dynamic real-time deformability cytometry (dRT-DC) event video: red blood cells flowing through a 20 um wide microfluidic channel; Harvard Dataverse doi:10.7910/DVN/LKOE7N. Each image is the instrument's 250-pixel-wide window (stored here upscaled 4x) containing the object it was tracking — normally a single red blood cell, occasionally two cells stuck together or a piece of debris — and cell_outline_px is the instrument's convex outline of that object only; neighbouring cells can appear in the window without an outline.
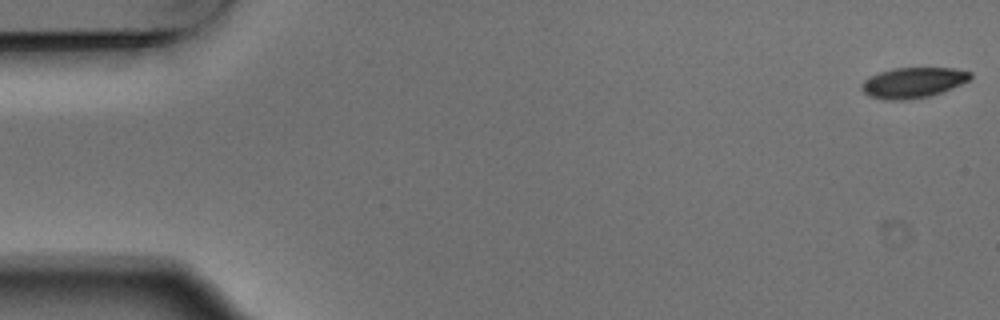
{"species": "Egyptian fruit bat (a non-hibernating species)", "species_latin": "Rousettus aegyptiacus", "temperature_condition": "warm", "stored_images_in_passage": 6, "camera_frame_rate_fps": 3000, "um_per_image_px": 0.085, "animal": {"sex": "male"}, "frame": {"image": 1, "passage_image": 1, "time_ms": 0.0, "image_size_px": [1000, 320], "cell_outline_px": [[972, 76], [968, 80], [960, 84], [940, 92], [928, 96], [908, 100], [884, 100], [868, 96], [860, 88], [860, 84], [868, 76], [880, 72], [896, 68], [956, 68], [972, 72]], "centroid_in_image_um": [77.56, 7.02], "position_along_channel_um": 7.4, "area_um2": 19.31}}
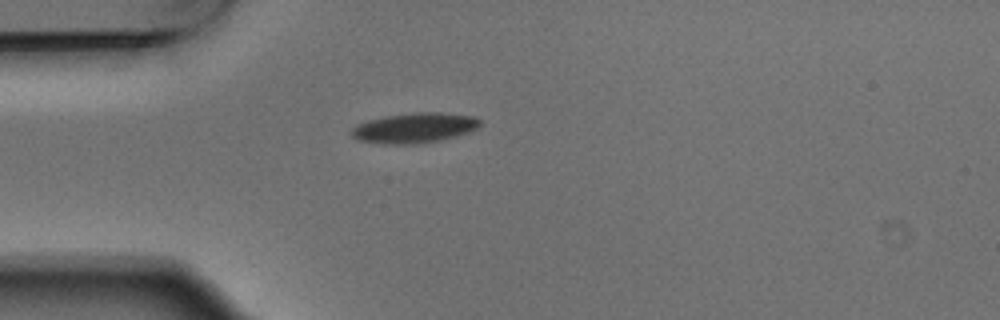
{"frame": {"image": 2, "passage_image": 5, "time_ms": 1.333, "image_size_px": [1000, 320], "cell_outline_px": [[480, 124], [476, 128], [468, 132], [440, 140], [416, 144], [384, 144], [360, 140], [352, 136], [352, 128], [368, 120], [388, 116], [412, 112], [440, 112], [476, 116], [480, 120]], "centroid_in_image_um": [35.26, 10.86], "position_along_channel_um": 49.7, "area_um2": 22.31}}